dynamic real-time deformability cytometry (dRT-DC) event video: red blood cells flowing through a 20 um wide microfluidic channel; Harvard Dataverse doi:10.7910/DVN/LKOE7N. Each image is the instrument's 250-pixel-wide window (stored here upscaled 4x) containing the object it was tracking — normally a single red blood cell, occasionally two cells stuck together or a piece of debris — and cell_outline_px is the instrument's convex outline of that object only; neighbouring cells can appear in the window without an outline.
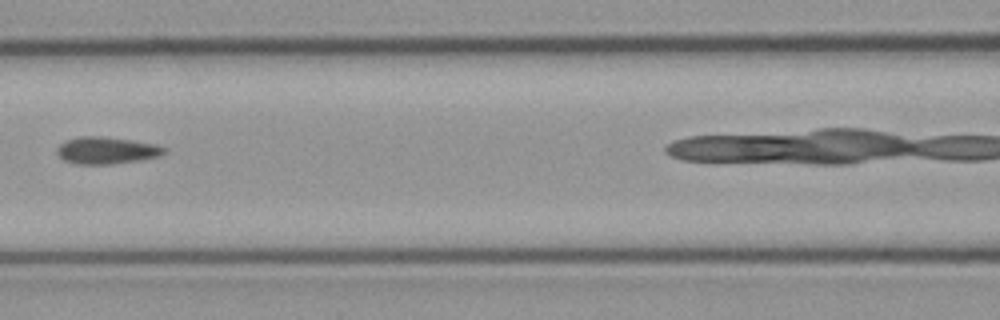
{"species": "common noctule bat (a hibernating species)", "species_latin": "Nyctalus noctula", "temperature_condition": "cold", "stored_images_in_passage": 6, "camera_frame_rate_fps": 3000, "um_per_image_px": 0.085, "animal": {"sex": "male", "body_mass_g": 23.1, "forearm_length_mm": 52.7}, "frame": {"image": 1, "passage_image": 4, "time_ms": 1.0, "image_size_px": [1000, 320], "cell_outline_px": [[168, 152], [160, 156], [140, 160], [112, 164], [76, 164], [64, 160], [56, 152], [56, 148], [60, 144], [68, 140], [80, 136], [100, 136], [132, 140], [156, 144], [168, 148]], "centroid_in_image_um": [9.1, 12.79], "position_along_channel_um": 157.5, "area_um2": 16.99}}
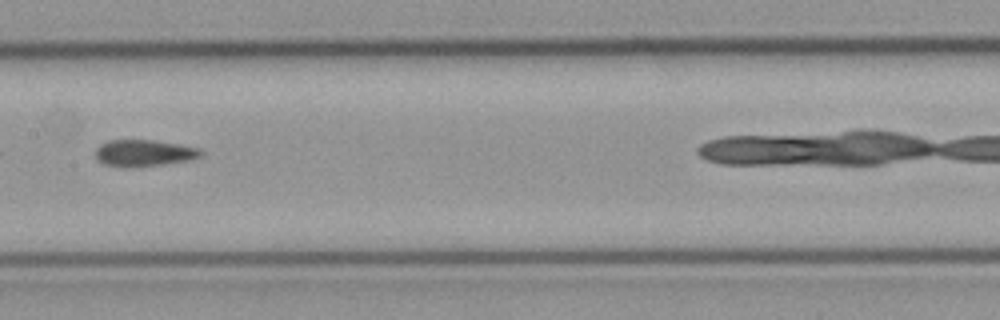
{"frame": {"image": 2, "passage_image": 5, "time_ms": 1.333, "image_size_px": [1000, 320], "cell_outline_px": [[204, 152], [200, 156], [192, 160], [164, 164], [132, 168], [124, 168], [104, 164], [96, 156], [96, 148], [100, 144], [108, 140], [152, 140], [180, 144], [200, 148]], "centroid_in_image_um": [12.26, 13.01], "position_along_channel_um": 195.1, "area_um2": 16.59}}